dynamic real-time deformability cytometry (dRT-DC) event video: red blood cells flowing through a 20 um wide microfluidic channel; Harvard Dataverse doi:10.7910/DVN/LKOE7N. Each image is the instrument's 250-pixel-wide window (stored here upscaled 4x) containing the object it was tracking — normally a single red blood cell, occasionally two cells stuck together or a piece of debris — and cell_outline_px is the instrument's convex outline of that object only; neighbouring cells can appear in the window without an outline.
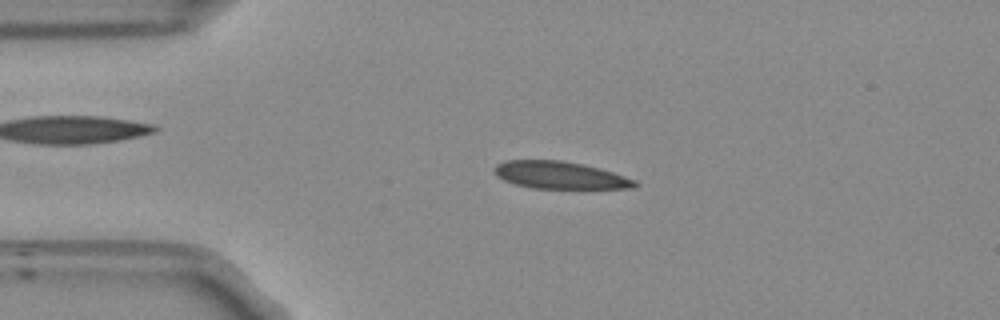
{"species": "Egyptian fruit bat (a non-hibernating species)", "species_latin": "Rousettus aegyptiacus", "temperature_condition": "room temperature", "stored_images_in_passage": 45, "camera_frame_rate_fps": 3000, "um_per_image_px": 0.085, "frame": {"image": 1, "passage_image": 4, "time_ms": 1.0, "image_size_px": [1000, 320], "cell_outline_px": [[640, 184], [632, 188], [532, 188], [516, 184], [504, 180], [496, 176], [492, 168], [496, 164], [504, 160], [560, 160], [580, 164], [612, 172], [636, 180]], "centroid_in_image_um": [47.54, 14.89], "position_along_channel_um": 37.5, "area_um2": 22.2}}
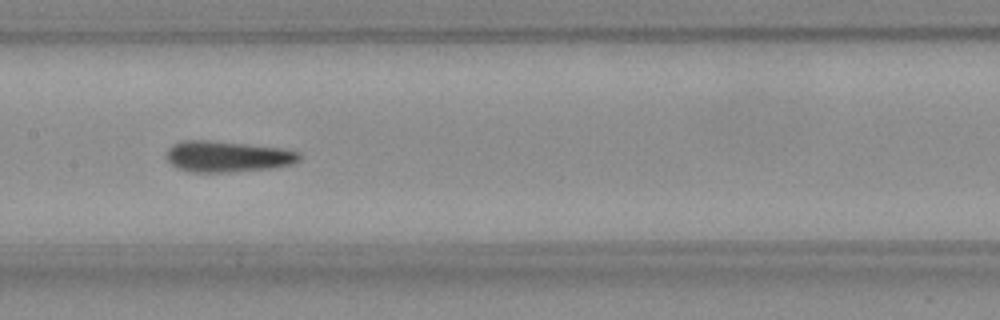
{"frame": {"image": 2, "passage_image": 18, "time_ms": 5.667, "image_size_px": [1000, 320], "cell_outline_px": [[300, 160], [292, 164], [272, 168], [228, 172], [188, 172], [172, 164], [168, 160], [168, 148], [172, 144], [184, 140], [208, 140], [280, 148], [300, 152]], "centroid_in_image_um": [19.34, 13.3], "position_along_channel_um": 188.1, "area_um2": 23.81}}
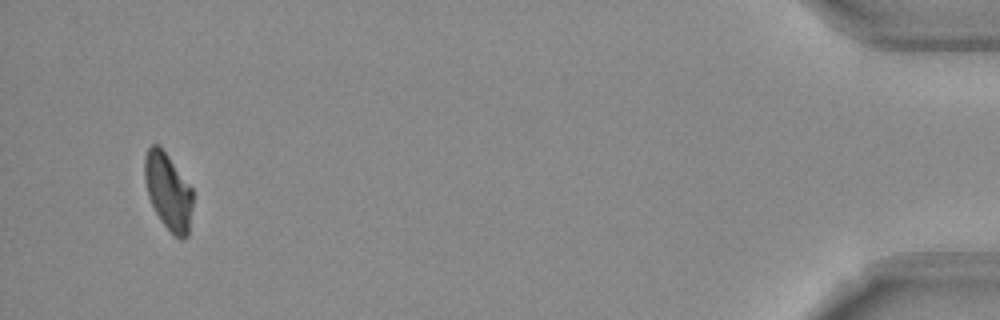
{"frame": {"image": 3, "passage_image": 43, "time_ms": 14.0, "image_size_px": [1000, 320], "cell_outline_px": [[192, 208], [188, 236], [180, 240], [160, 220], [148, 196], [144, 180], [144, 160], [148, 148], [152, 144], [160, 144], [192, 188]], "centroid_in_image_um": [14.29, 16.24], "position_along_channel_um": 420.9, "area_um2": 21.5}, "authors_computed_cell_mechanics": {"area_um2": 23.1778, "velocity_mm_per_s": 3.8108, "shape_relaxation_time_tau1_ms": 5.5102, "shape_relaxation_time_tau2_ms": 2.8121, "deformation_change_tau1": 0.152, "deformation_change_tau2": 0.114}}